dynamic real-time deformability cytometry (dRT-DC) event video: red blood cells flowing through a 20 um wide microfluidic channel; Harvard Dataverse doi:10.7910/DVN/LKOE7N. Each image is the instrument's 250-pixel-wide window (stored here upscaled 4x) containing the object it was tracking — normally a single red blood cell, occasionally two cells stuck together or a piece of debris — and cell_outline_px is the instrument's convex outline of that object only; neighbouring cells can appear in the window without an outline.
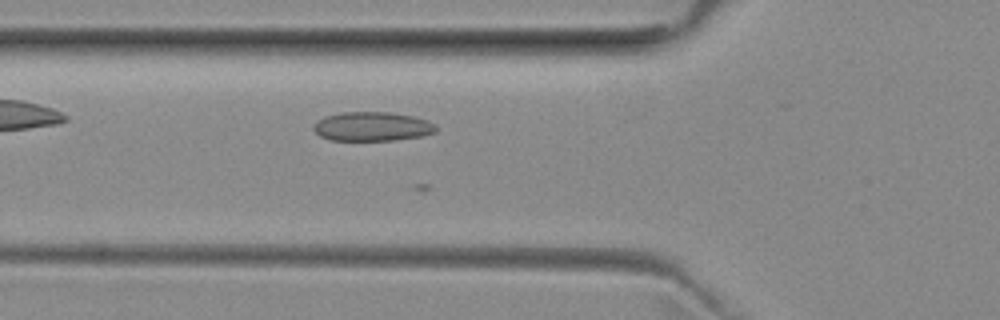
{"species": "common noctule bat (a hibernating species)", "species_latin": "Nyctalus noctula", "temperature_condition": "room temperature", "stored_images_in_passage": 52, "camera_frame_rate_fps": 3000, "um_per_image_px": 0.085, "animal": {"sex": "female", "body_mass_g": 29.2, "forearm_length_mm": 56.3}, "frame": {"image": 1, "passage_image": 19, "time_ms": 6.0, "image_size_px": [1000, 320], "cell_outline_px": [[436, 132], [420, 136], [396, 140], [328, 140], [320, 136], [312, 128], [312, 124], [316, 120], [324, 116], [344, 112], [392, 112], [412, 116], [436, 124]], "centroid_in_image_um": [31.58, 10.75], "position_along_channel_um": 94.2, "area_um2": 20.87}}
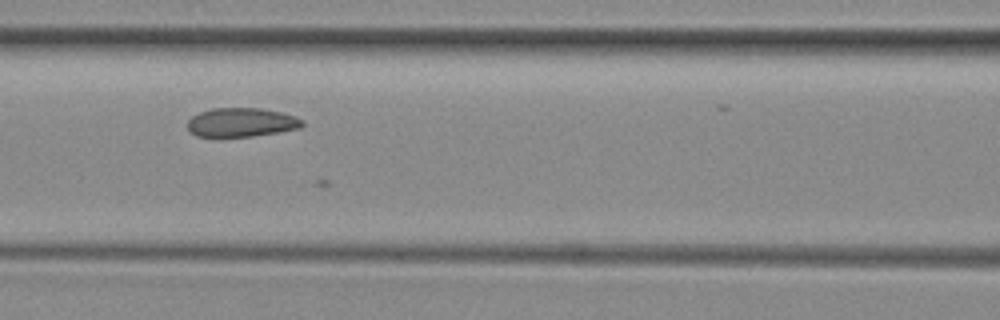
{"frame": {"image": 2, "passage_image": 23, "time_ms": 7.333, "image_size_px": [1000, 320], "cell_outline_px": [[304, 124], [300, 128], [252, 136], [196, 136], [188, 128], [188, 120], [192, 116], [200, 112], [212, 108], [260, 108], [280, 112], [296, 116], [304, 120]], "centroid_in_image_um": [20.54, 10.39], "position_along_channel_um": 146.1, "area_um2": 19.19}}